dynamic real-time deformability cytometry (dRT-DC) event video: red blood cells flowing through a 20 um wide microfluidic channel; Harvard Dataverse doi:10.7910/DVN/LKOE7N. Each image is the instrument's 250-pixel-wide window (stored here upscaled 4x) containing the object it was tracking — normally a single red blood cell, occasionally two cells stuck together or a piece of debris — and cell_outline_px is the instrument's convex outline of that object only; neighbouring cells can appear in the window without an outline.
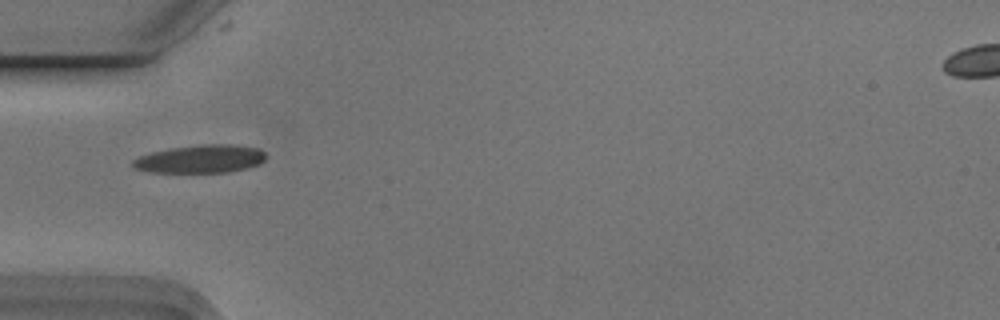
{"species": "Egyptian fruit bat (a non-hibernating species)", "species_latin": "Rousettus aegyptiacus", "temperature_condition": "cold", "stored_images_in_passage": 6, "camera_frame_rate_fps": 3000, "um_per_image_px": 0.085, "animal": {"sex": "male"}, "frame": {"image": 1, "passage_image": 4, "time_ms": 1.0, "image_size_px": [1000, 320], "cell_outline_px": [[264, 160], [260, 164], [248, 168], [228, 172], [152, 172], [136, 168], [132, 164], [132, 160], [140, 156], [152, 152], [172, 148], [200, 144], [236, 144], [256, 148], [264, 152]], "centroid_in_image_um": [17.07, 13.5], "position_along_channel_um": 67.9, "area_um2": 21.62}}
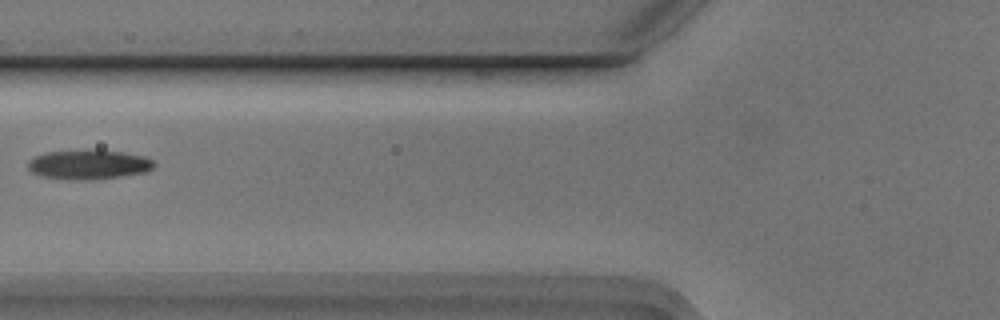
{"frame": {"image": 2, "passage_image": 5, "time_ms": 1.333, "image_size_px": [1000, 320], "cell_outline_px": [[156, 164], [152, 168], [144, 172], [96, 180], [72, 180], [40, 176], [32, 172], [28, 168], [28, 164], [36, 156], [48, 152], [124, 152], [144, 156], [152, 160]], "centroid_in_image_um": [7.56, 14.03], "position_along_channel_um": 118.2, "area_um2": 20.87}}
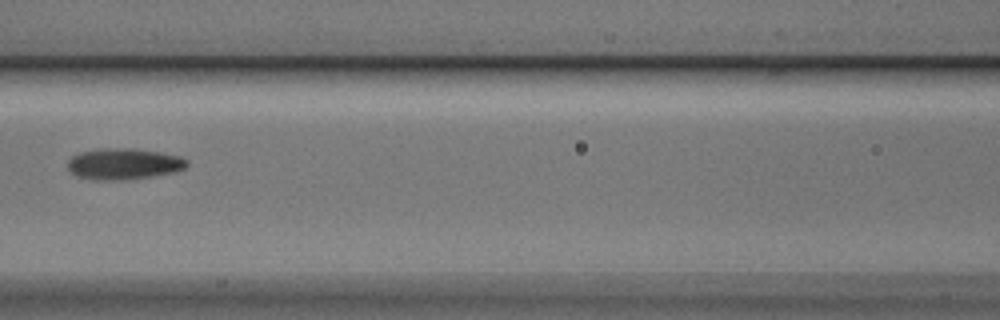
{"frame": {"image": 3, "passage_image": 6, "time_ms": 1.667, "image_size_px": [1000, 320], "cell_outline_px": [[188, 164], [184, 168], [176, 172], [152, 176], [124, 180], [92, 180], [76, 176], [68, 168], [68, 160], [72, 156], [80, 152], [100, 148], [132, 148], [160, 152], [180, 156], [188, 160]], "centroid_in_image_um": [10.52, 13.93], "position_along_channel_um": 156.1, "area_um2": 21.85}}